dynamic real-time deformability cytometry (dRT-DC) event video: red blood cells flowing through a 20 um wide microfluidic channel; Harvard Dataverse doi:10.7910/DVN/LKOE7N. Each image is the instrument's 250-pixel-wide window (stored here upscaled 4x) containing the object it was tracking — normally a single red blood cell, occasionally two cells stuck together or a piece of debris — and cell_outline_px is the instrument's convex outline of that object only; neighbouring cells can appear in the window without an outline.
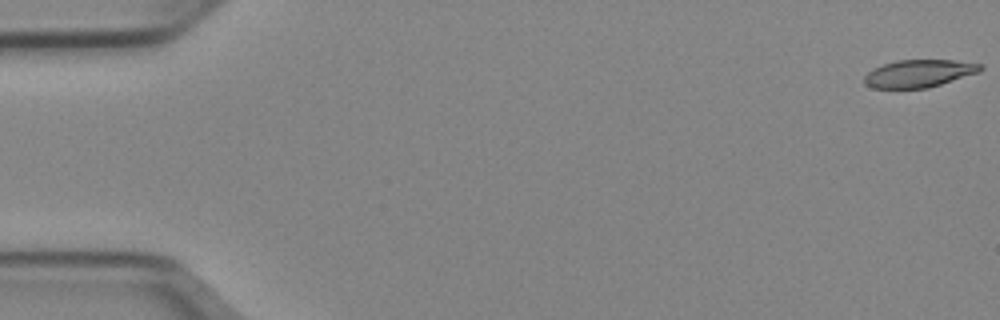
{"species": "Egyptian fruit bat (a non-hibernating species)", "species_latin": "Rousettus aegyptiacus", "temperature_condition": "cold", "stored_images_in_passage": 17, "camera_frame_rate_fps": 3000, "um_per_image_px": 0.085, "animal": {"sex": "female"}, "frame": {"image": 1, "passage_image": 1, "time_ms": 0.0, "image_size_px": [1000, 320], "cell_outline_px": [[984, 68], [980, 72], [928, 88], [872, 88], [864, 84], [864, 76], [872, 68], [896, 60], [952, 60], [984, 64]], "centroid_in_image_um": [78.12, 6.24], "position_along_channel_um": 6.9, "area_um2": 18.79}}
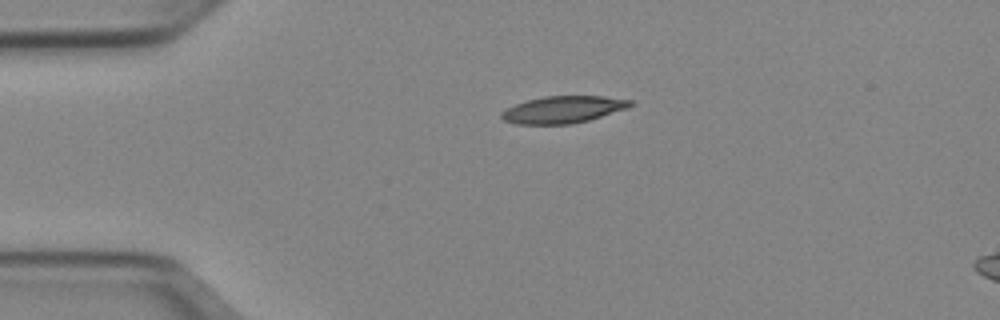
{"frame": {"image": 2, "passage_image": 12, "time_ms": 3.667, "image_size_px": [1000, 320], "cell_outline_px": [[636, 104], [628, 108], [588, 120], [572, 124], [516, 124], [504, 120], [500, 116], [500, 112], [524, 100], [544, 96], [604, 96], [632, 100]], "centroid_in_image_um": [47.88, 9.3], "position_along_channel_um": 37.1, "area_um2": 20.4}}